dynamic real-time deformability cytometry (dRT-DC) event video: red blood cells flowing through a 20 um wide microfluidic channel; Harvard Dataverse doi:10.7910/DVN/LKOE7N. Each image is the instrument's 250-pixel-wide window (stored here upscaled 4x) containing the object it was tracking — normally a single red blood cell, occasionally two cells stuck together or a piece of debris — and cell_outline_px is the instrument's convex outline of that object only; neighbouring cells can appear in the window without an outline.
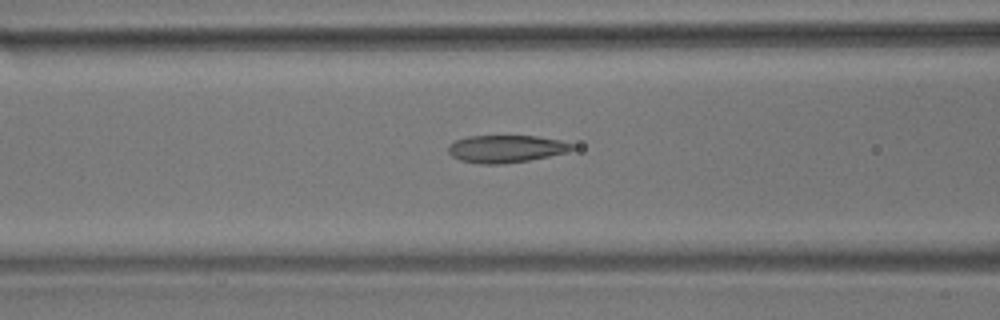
{"species": "common noctule bat (a hibernating species)", "species_latin": "Nyctalus noctula", "temperature_condition": "room temperature", "stored_images_in_passage": 40, "camera_frame_rate_fps": 3000, "um_per_image_px": 0.085, "animal": {"sex": "male", "body_mass_g": 17.9}, "frame": {"image": 1, "passage_image": 7, "time_ms": 2.0, "image_size_px": [1000, 320], "cell_outline_px": [[572, 148], [564, 152], [548, 156], [528, 160], [504, 164], [480, 164], [460, 160], [452, 156], [448, 152], [448, 144], [456, 140], [468, 136], [536, 136], [560, 140], [572, 144]], "centroid_in_image_um": [42.93, 12.65], "position_along_channel_um": 123.7, "area_um2": 19.59}}
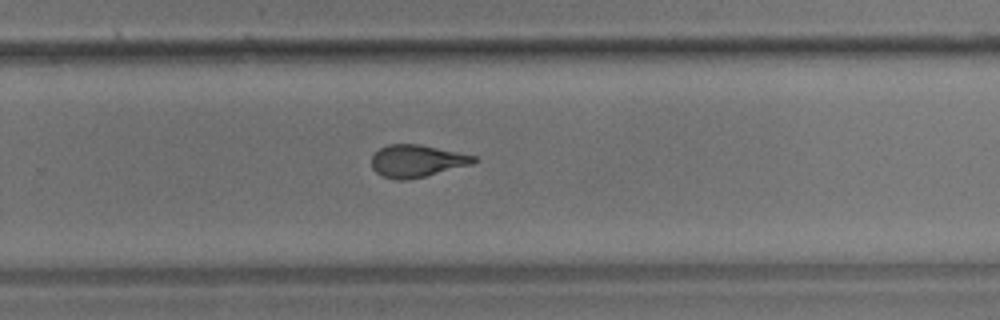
{"frame": {"image": 2, "passage_image": 21, "time_ms": 6.667, "image_size_px": [1000, 320], "cell_outline_px": [[480, 160], [472, 164], [424, 176], [404, 180], [396, 180], [384, 176], [376, 172], [372, 168], [372, 156], [380, 148], [388, 144], [420, 144], [476, 156]], "centroid_in_image_um": [35.44, 13.67], "position_along_channel_um": 294.4, "area_um2": 19.07}}
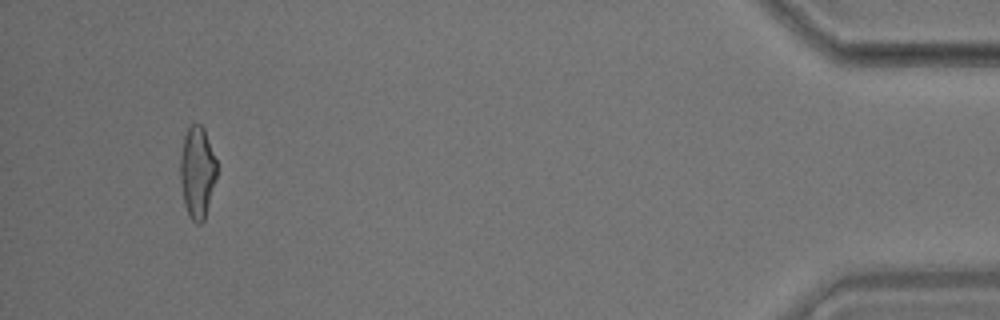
{"frame": {"image": 3, "passage_image": 37, "time_ms": 12.0, "image_size_px": [1000, 320], "cell_outline_px": [[216, 176], [204, 220], [200, 224], [196, 224], [192, 220], [184, 204], [180, 180], [180, 156], [184, 136], [188, 128], [192, 124], [200, 124], [204, 128], [216, 160]], "centroid_in_image_um": [16.75, 14.63], "position_along_channel_um": 418.5, "area_um2": 19.31}, "authors_computed_cell_mechanics": {"area_um2": 19.7098, "velocity_mm_per_s": 3.6727, "shape_relaxation_time_tau1_ms": 6.0289, "shape_relaxation_time_tau2_ms": 1.5719, "deformation_change_tau1": 0.19, "deformation_change_tau2": 0.0906}}